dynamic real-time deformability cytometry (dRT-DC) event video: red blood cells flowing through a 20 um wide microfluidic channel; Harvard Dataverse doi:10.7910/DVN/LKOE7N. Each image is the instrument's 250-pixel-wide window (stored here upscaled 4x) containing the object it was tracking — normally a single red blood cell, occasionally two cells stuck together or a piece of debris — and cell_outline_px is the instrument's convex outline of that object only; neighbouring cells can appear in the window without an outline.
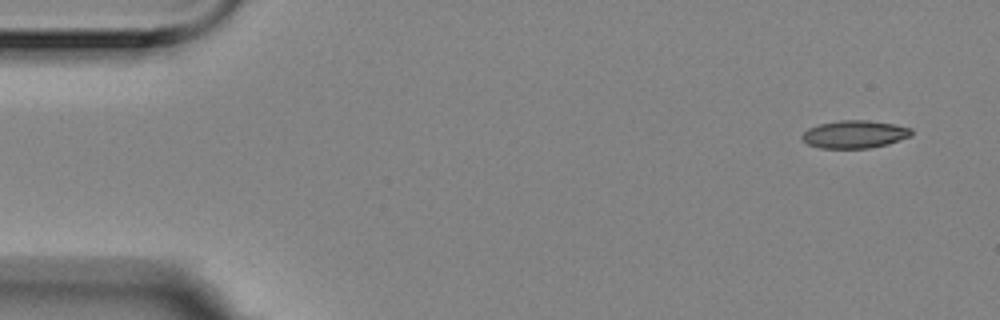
{"species": "Egyptian fruit bat (a non-hibernating species)", "species_latin": "Rousettus aegyptiacus", "temperature_condition": "room temperature", "stored_images_in_passage": 9, "camera_frame_rate_fps": 3000, "um_per_image_px": 0.085, "animal": {"sex": "female"}, "frame": {"image": 1, "passage_image": 1, "time_ms": 0.0, "image_size_px": [1000, 320], "cell_outline_px": [[912, 136], [888, 144], [868, 148], [820, 148], [808, 144], [800, 136], [808, 128], [820, 124], [840, 120], [868, 120], [896, 124], [912, 128]], "centroid_in_image_um": [72.67, 11.41], "position_along_channel_um": 12.3, "area_um2": 17.74}}
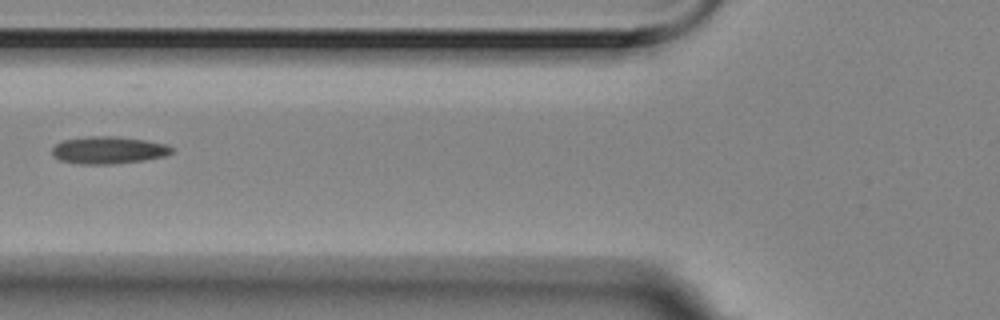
{"frame": {"image": 2, "passage_image": 6, "time_ms": 1.667, "image_size_px": [1000, 320], "cell_outline_px": [[172, 152], [164, 156], [144, 160], [116, 164], [76, 164], [60, 160], [52, 156], [52, 148], [60, 140], [88, 136], [116, 136], [144, 140], [164, 144], [172, 148]], "centroid_in_image_um": [9.15, 12.76], "position_along_channel_um": 116.7, "area_um2": 19.13}}
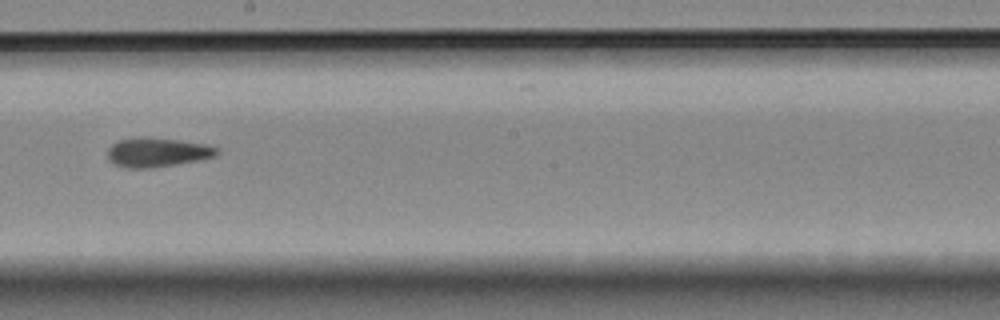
{"frame": {"image": 3, "passage_image": 9, "time_ms": 2.667, "image_size_px": [1000, 320], "cell_outline_px": [[220, 152], [216, 156], [176, 164], [152, 168], [124, 168], [112, 164], [108, 160], [108, 148], [116, 140], [140, 136], [144, 136], [180, 140], [208, 144], [216, 148]], "centroid_in_image_um": [13.32, 12.93], "position_along_channel_um": 234.9, "area_um2": 18.96}}